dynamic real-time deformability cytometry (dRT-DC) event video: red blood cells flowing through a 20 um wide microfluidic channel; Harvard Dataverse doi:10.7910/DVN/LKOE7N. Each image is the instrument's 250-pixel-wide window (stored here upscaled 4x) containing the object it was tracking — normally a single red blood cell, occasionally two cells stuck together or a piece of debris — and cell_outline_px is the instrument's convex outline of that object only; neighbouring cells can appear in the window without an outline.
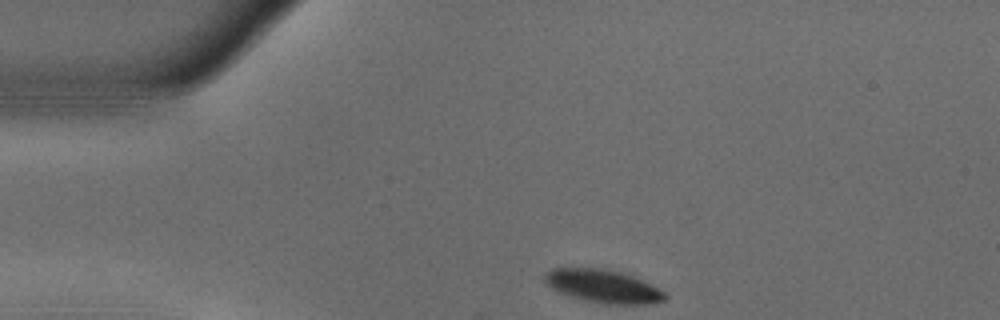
{"species": "common noctule bat (a hibernating species)", "species_latin": "Nyctalus noctula", "temperature_condition": "warm", "stored_images_in_passage": 44, "camera_frame_rate_fps": 3000, "um_per_image_px": 0.085, "animal": {"sex": "male", "body_mass_g": 18.8}, "frame": {"image": 1, "passage_image": 1, "time_ms": 0.0, "image_size_px": [1000, 320], "cell_outline_px": [[668, 296], [664, 300], [656, 304], [600, 304], [584, 300], [560, 292], [544, 284], [544, 276], [552, 268], [604, 268], [620, 272], [632, 276], [664, 292]], "centroid_in_image_um": [51.25, 24.34], "position_along_channel_um": 33.8, "area_um2": 23.06}}
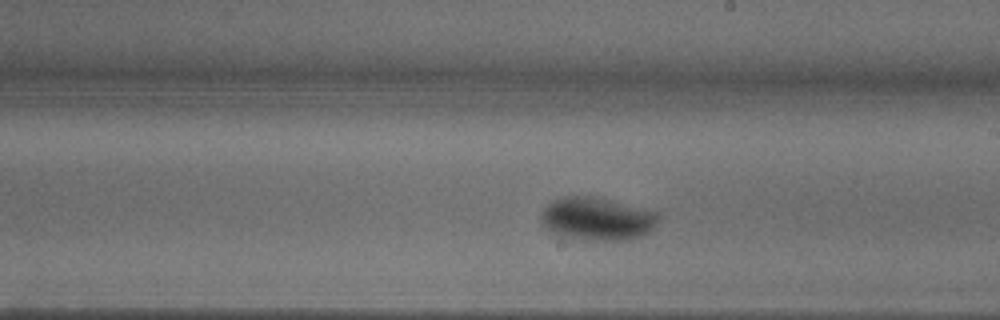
{"frame": {"image": 2, "passage_image": 21, "time_ms": 6.667, "image_size_px": [1000, 320], "cell_outline_px": [[656, 224], [648, 232], [640, 236], [624, 240], [584, 240], [564, 236], [552, 232], [540, 220], [540, 212], [552, 200], [564, 196], [596, 196], [656, 212]], "centroid_in_image_um": [50.69, 18.59], "position_along_channel_um": 238.3, "area_um2": 29.07}}
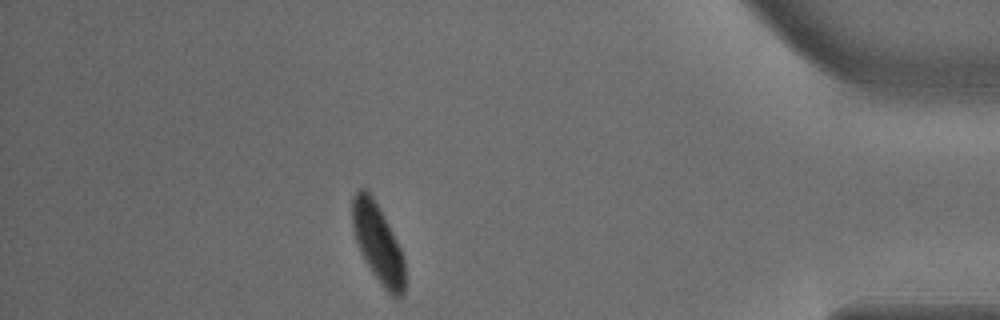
{"frame": {"image": 3, "passage_image": 38, "time_ms": 12.333, "image_size_px": [1000, 320], "cell_outline_px": [[404, 292], [400, 300], [396, 300], [380, 284], [372, 272], [360, 252], [352, 228], [352, 196], [360, 188], [364, 188], [372, 196], [384, 216], [404, 256]], "centroid_in_image_um": [32.12, 20.7], "position_along_channel_um": 403.1, "area_um2": 24.04}, "authors_computed_cell_mechanics": {"area_um2": 26.7325, "velocity_mm_per_s": 3.6834, "shape_relaxation_time_tau1_ms": 3.0213, "shape_relaxation_time_tau2_ms": null, "deformation_change_tau1": 0.1546, "deformation_change_tau2": null}}